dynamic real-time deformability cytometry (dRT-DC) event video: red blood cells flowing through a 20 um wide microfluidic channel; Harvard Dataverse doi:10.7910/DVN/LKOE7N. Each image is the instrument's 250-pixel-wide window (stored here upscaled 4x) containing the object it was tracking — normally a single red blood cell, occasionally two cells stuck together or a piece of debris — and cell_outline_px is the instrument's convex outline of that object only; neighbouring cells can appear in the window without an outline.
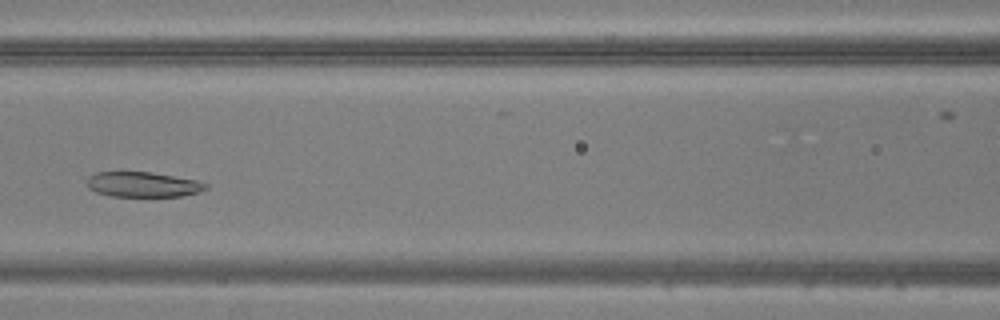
{"species": "common noctule bat (a hibernating species)", "species_latin": "Nyctalus noctula", "temperature_condition": "warm", "stored_images_in_passage": 39, "camera_frame_rate_fps": 3000, "um_per_image_px": 0.085, "animal": {"sex": "male", "body_mass_g": 20.5, "forearm_length_mm": 52.5}, "frame": {"image": 1, "passage_image": 12, "time_ms": 3.667, "image_size_px": [1000, 320], "cell_outline_px": [[208, 188], [200, 192], [180, 196], [112, 196], [96, 192], [88, 188], [84, 184], [84, 180], [88, 176], [96, 172], [152, 172], [196, 180], [208, 184]], "centroid_in_image_um": [12.1, 15.67], "position_along_channel_um": 154.5, "area_um2": 17.57}}
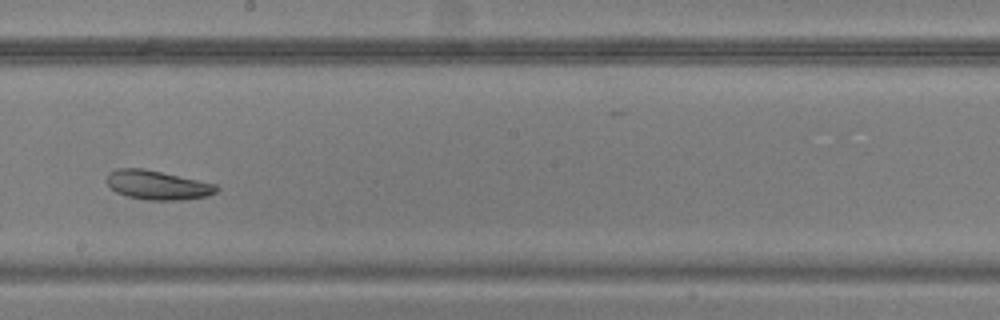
{"frame": {"image": 2, "passage_image": 18, "time_ms": 5.667, "image_size_px": [1000, 320], "cell_outline_px": [[220, 188], [216, 192], [208, 196], [184, 200], [144, 200], [128, 196], [116, 192], [108, 184], [108, 172], [116, 168], [144, 168], [216, 184]], "centroid_in_image_um": [13.4, 15.73], "position_along_channel_um": 234.8, "area_um2": 18.67}}
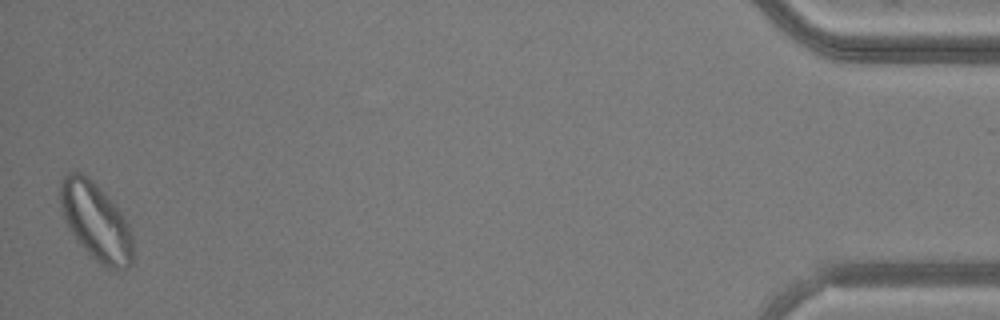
{"frame": {"image": 3, "passage_image": 39, "time_ms": 12.667, "image_size_px": [1000, 320], "cell_outline_px": [[132, 264], [128, 268], [120, 272], [108, 268], [100, 264], [76, 240], [64, 220], [60, 208], [60, 180], [68, 172], [80, 172], [92, 180], [116, 204], [124, 216], [132, 232]], "centroid_in_image_um": [8.16, 18.84], "position_along_channel_um": 427.0, "area_um2": 33.18}}